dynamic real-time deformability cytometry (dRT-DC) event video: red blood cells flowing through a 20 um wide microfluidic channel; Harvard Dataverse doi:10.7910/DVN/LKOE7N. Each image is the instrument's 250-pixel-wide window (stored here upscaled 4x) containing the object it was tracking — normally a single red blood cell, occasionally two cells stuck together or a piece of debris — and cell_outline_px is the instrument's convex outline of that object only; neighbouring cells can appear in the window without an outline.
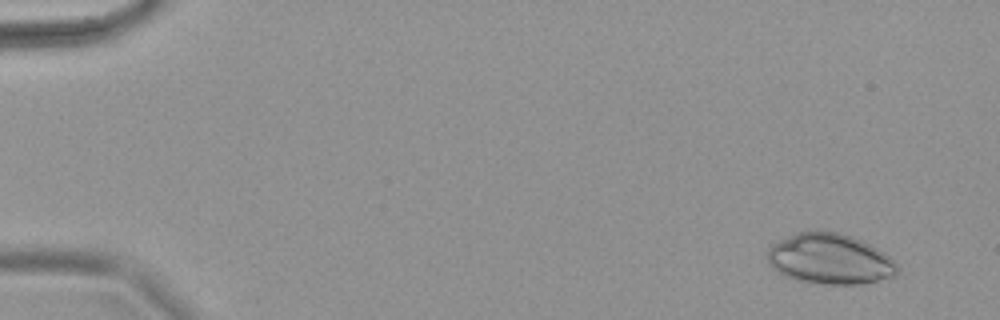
{"species": "common noctule bat (a hibernating species)", "species_latin": "Nyctalus noctula", "temperature_condition": "warm", "stored_images_in_passage": 65, "camera_frame_rate_fps": 3000, "um_per_image_px": 0.085, "animal": {"sex": "female", "body_mass_g": 18.4}, "frame": {"image": 1, "passage_image": 5, "time_ms": 1.333, "image_size_px": [1000, 320], "cell_outline_px": [[900, 272], [896, 276], [860, 284], [824, 284], [784, 276], [776, 272], [768, 264], [764, 252], [772, 244], [796, 232], [812, 228], [816, 228], [840, 232], [852, 236], [884, 252], [900, 268]], "centroid_in_image_um": [70.49, 21.97], "position_along_channel_um": 14.5, "area_um2": 38.9}}
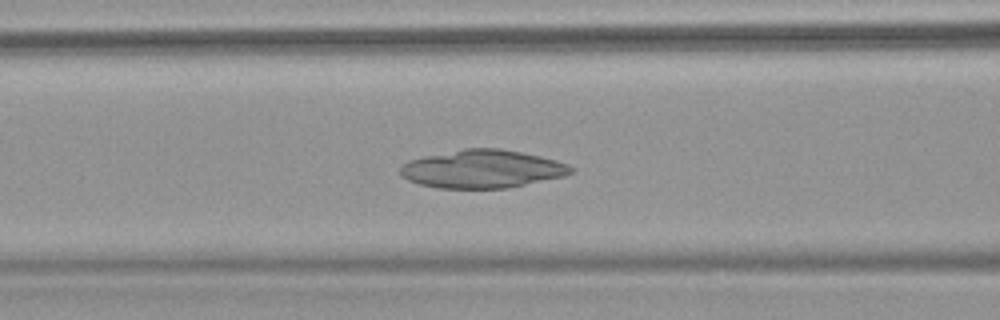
{"frame": {"image": 2, "passage_image": 28, "time_ms": 9.0, "image_size_px": [1000, 320], "cell_outline_px": [[576, 172], [564, 176], [508, 188], [440, 188], [420, 184], [408, 180], [400, 176], [400, 168], [408, 160], [424, 156], [464, 148], [500, 148], [540, 156], [556, 160], [568, 164], [576, 168]], "centroid_in_image_um": [41.02, 14.36], "position_along_channel_um": 125.6, "area_um2": 38.03}}
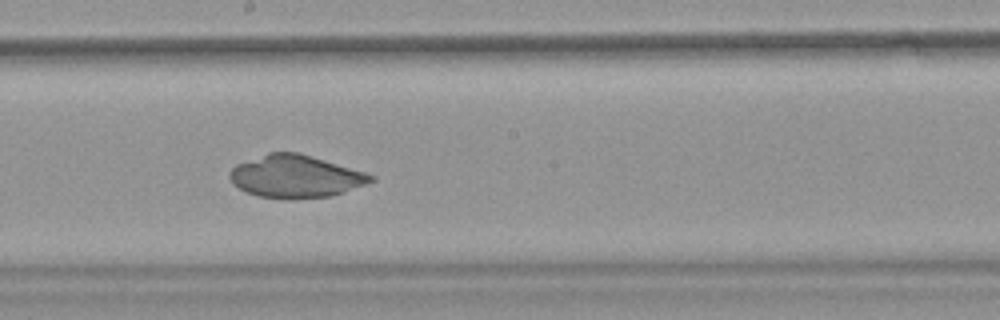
{"frame": {"image": 3, "passage_image": 37, "time_ms": 12.0, "image_size_px": [1000, 320], "cell_outline_px": [[376, 180], [344, 192], [332, 196], [292, 200], [288, 200], [260, 196], [248, 192], [232, 184], [228, 176], [228, 172], [236, 164], [268, 152], [300, 152], [364, 172], [376, 176]], "centroid_in_image_um": [25.11, 15.0], "position_along_channel_um": 223.1, "area_um2": 35.26}}